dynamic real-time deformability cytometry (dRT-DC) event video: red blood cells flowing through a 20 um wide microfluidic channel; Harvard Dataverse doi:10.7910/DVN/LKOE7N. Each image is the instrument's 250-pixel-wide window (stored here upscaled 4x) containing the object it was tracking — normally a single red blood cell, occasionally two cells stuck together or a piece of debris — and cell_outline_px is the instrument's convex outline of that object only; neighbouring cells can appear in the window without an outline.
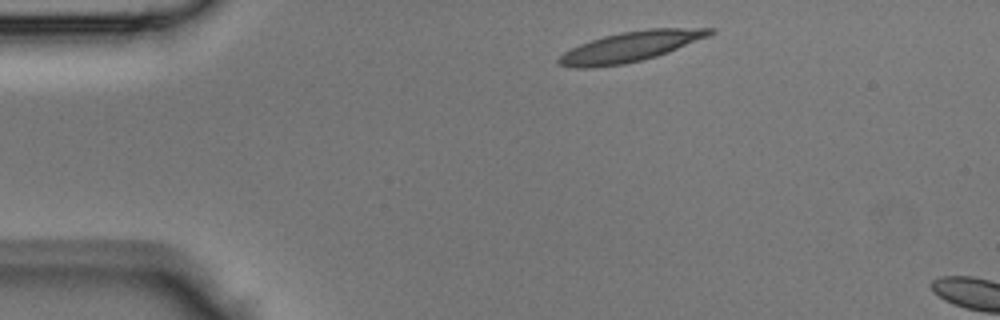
{"species": "Egyptian fruit bat (a non-hibernating species)", "species_latin": "Rousettus aegyptiacus", "temperature_condition": "room temperature", "stored_images_in_passage": 4, "camera_frame_rate_fps": 3000, "um_per_image_px": 0.085, "animal": {"sex": "male"}, "frame": {"image": 1, "passage_image": 1, "time_ms": 0.0, "image_size_px": [1000, 320], "cell_outline_px": [[716, 32], [708, 36], [668, 52], [656, 56], [624, 64], [592, 68], [572, 68], [556, 64], [556, 60], [564, 52], [580, 44], [604, 36], [620, 32], [648, 28], [716, 28]], "centroid_in_image_um": [53.56, 3.97], "position_along_channel_um": 31.4, "area_um2": 26.47}}